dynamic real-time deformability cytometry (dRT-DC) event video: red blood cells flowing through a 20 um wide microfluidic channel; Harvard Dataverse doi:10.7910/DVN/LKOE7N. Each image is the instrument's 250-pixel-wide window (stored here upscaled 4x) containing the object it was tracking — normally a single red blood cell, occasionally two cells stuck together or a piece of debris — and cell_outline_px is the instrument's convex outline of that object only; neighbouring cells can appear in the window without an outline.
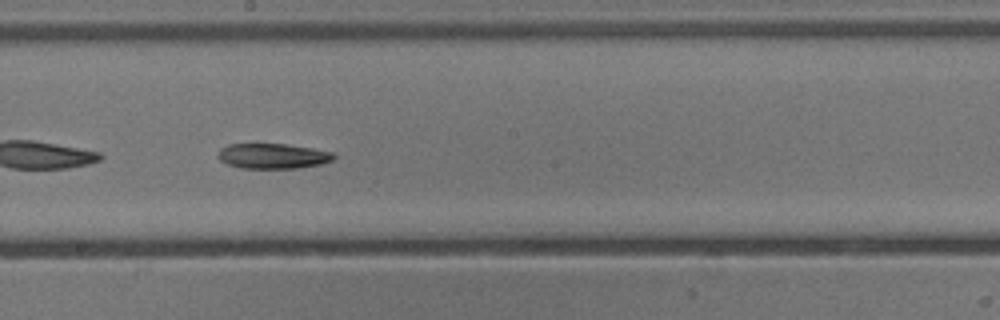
{"species": "common noctule bat (a hibernating species)", "species_latin": "Nyctalus noctula", "temperature_condition": "cold", "stored_images_in_passage": 52, "camera_frame_rate_fps": 3000, "um_per_image_px": 0.085, "animal": {"sex": "male", "body_mass_g": 13.3}, "frame": {"image": 1, "passage_image": 30, "time_ms": 9.667, "image_size_px": [1000, 320], "cell_outline_px": [[336, 156], [332, 160], [320, 164], [300, 168], [240, 168], [228, 164], [220, 160], [216, 156], [216, 152], [220, 148], [228, 144], [284, 144], [312, 148], [332, 152]], "centroid_in_image_um": [23.14, 13.26], "position_along_channel_um": 225.1, "area_um2": 17.05}}
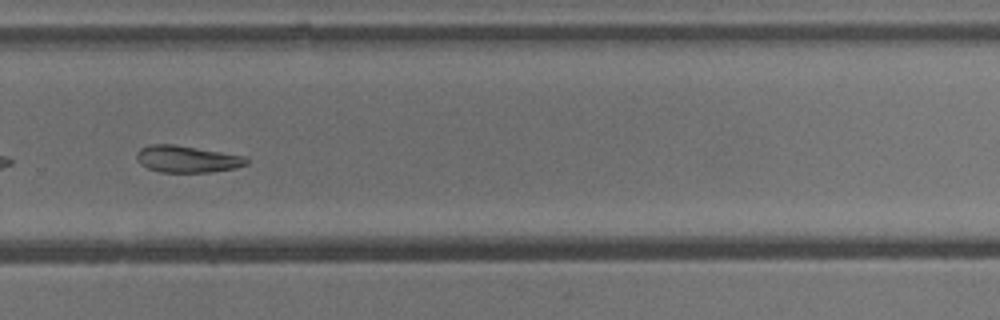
{"frame": {"image": 2, "passage_image": 37, "time_ms": 12.0, "image_size_px": [1000, 320], "cell_outline_px": [[248, 164], [236, 168], [208, 172], [160, 172], [148, 168], [140, 164], [136, 160], [136, 152], [140, 148], [148, 144], [172, 144], [244, 156], [248, 160]], "centroid_in_image_um": [15.85, 13.52], "position_along_channel_um": 314.0, "area_um2": 17.11}}